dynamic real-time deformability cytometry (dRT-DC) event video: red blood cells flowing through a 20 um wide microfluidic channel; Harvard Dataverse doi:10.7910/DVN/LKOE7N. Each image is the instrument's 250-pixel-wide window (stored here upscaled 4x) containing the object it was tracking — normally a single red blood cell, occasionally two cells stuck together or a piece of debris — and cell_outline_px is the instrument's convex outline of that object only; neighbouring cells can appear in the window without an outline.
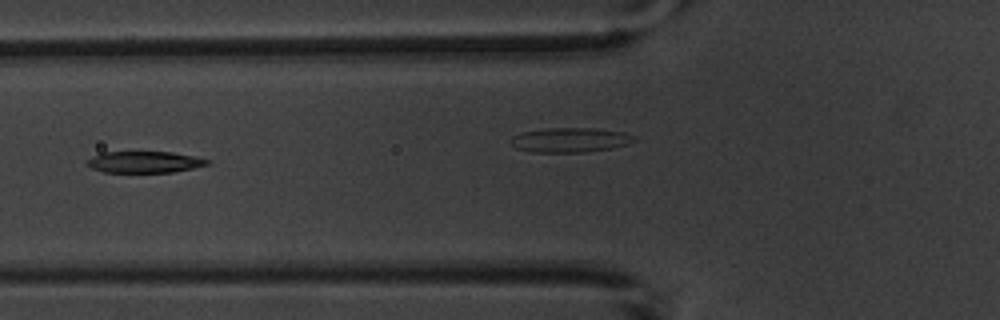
{"species": "common noctule bat (a hibernating species)", "species_latin": "Nyctalus noctula", "temperature_condition": "warm", "stored_images_in_passage": 10, "camera_frame_rate_fps": 3000, "um_per_image_px": 0.085, "animal": {"sex": "male", "body_mass_g": 20.1, "forearm_length_mm": 53.5}, "frame": {"image": 1, "passage_image": 5, "time_ms": 5.667, "image_size_px": [1000, 320], "cell_outline_px": [[212, 164], [172, 172], [104, 172], [92, 168], [88, 164], [88, 160], [100, 152], [172, 152], [196, 156], [212, 160]], "centroid_in_image_um": [12.37, 13.77], "position_along_channel_um": 113.4, "area_um2": 15.03}}
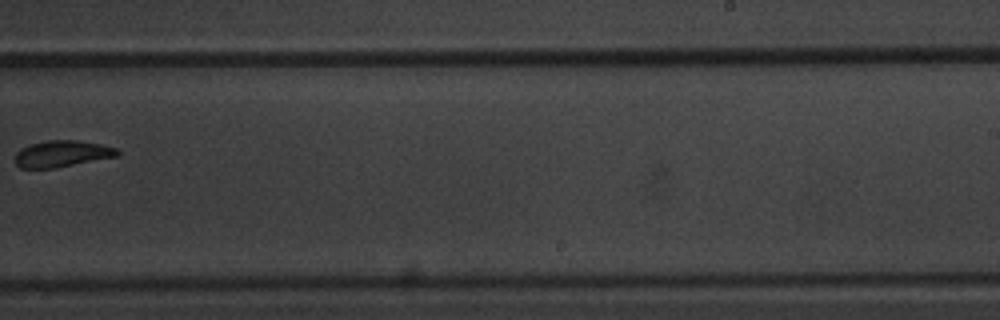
{"frame": {"image": 2, "passage_image": 10, "time_ms": 11.333, "image_size_px": [1000, 320], "cell_outline_px": [[120, 152], [116, 156], [56, 168], [20, 168], [12, 160], [16, 152], [20, 148], [28, 144], [48, 140], [76, 140], [100, 144], [116, 148]], "centroid_in_image_um": [5.19, 13.07], "position_along_channel_um": 283.8, "area_um2": 15.9}}